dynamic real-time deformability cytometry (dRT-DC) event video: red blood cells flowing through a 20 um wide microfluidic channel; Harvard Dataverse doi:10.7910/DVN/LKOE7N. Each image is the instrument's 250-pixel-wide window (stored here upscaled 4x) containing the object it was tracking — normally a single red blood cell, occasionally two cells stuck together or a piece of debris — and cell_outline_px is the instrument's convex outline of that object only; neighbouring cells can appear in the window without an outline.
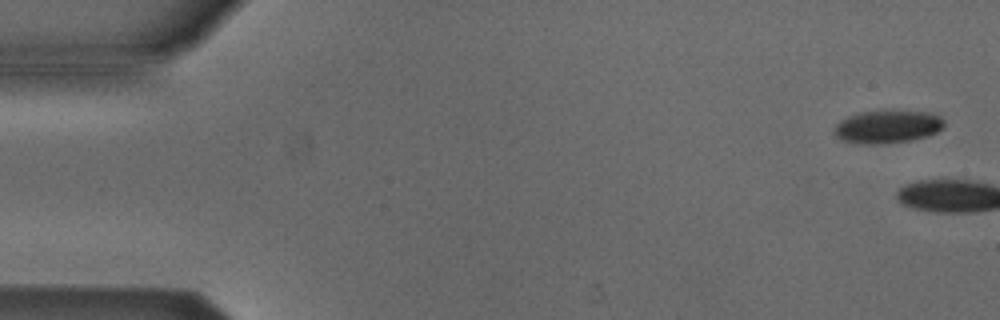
{"species": "Egyptian fruit bat (a non-hibernating species)", "species_latin": "Rousettus aegyptiacus", "temperature_condition": "cold", "stored_images_in_passage": 4, "camera_frame_rate_fps": 3000, "um_per_image_px": 0.085, "animal": {"sex": "male"}, "frame": {"image": 1, "passage_image": 1, "time_ms": 0.0, "image_size_px": [1000, 320], "cell_outline_px": [[944, 128], [928, 136], [912, 140], [872, 144], [864, 144], [840, 140], [832, 132], [836, 124], [840, 120], [848, 116], [860, 112], [928, 112], [940, 116], [944, 120]], "centroid_in_image_um": [75.42, 10.79], "position_along_channel_um": 9.6, "area_um2": 20.81}}